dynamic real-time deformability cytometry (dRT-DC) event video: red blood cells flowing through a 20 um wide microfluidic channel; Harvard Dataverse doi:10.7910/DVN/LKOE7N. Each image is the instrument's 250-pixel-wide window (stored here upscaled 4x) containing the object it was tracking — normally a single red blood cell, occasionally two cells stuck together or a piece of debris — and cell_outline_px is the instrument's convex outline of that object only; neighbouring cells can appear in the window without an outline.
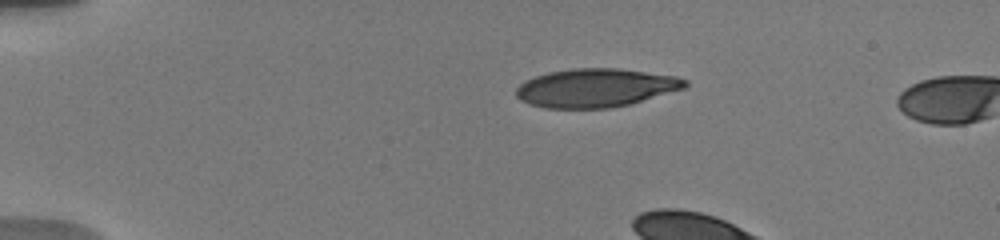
{"species": "human", "species_latin": "Homo sapiens", "temperature_condition": "warm", "stored_images_in_passage": 4, "camera_frame_rate_fps": 3000, "um_per_image_px": 0.085, "donor": {"sex": "male"}, "frame": {"image": 1, "passage_image": 1, "time_ms": 0.0, "image_size_px": [1000, 240], "cell_outline_px": [[688, 84], [684, 88], [628, 104], [608, 108], [544, 108], [528, 104], [520, 100], [516, 96], [516, 88], [524, 80], [548, 72], [572, 68], [620, 68], [676, 76], [688, 80]], "centroid_in_image_um": [50.59, 7.46], "position_along_channel_um": 34.4, "area_um2": 37.92}}